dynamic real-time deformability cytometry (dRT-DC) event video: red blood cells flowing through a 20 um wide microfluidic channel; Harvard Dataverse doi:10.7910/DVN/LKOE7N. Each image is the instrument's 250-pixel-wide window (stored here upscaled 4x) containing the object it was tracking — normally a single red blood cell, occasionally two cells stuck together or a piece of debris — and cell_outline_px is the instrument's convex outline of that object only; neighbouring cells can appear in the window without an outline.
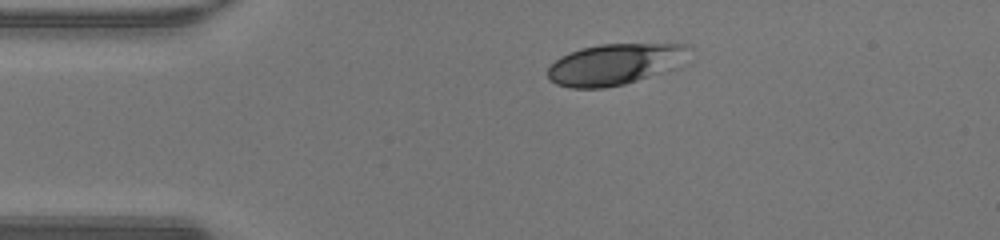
{"species": "human", "species_latin": "Homo sapiens", "temperature_condition": "warm", "stored_images_in_passage": 39, "camera_frame_rate_fps": 3000, "um_per_image_px": 0.085, "donor": {"sex": "male"}, "frame": {"image": 1, "passage_image": 1, "time_ms": 0.0, "image_size_px": [1000, 240], "cell_outline_px": [[692, 48], [660, 72], [624, 84], [604, 88], [572, 88], [556, 84], [548, 76], [548, 68], [560, 56], [580, 48], [600, 44], [688, 44]], "centroid_in_image_um": [52.11, 5.45], "position_along_channel_um": 32.9, "area_um2": 32.66}}
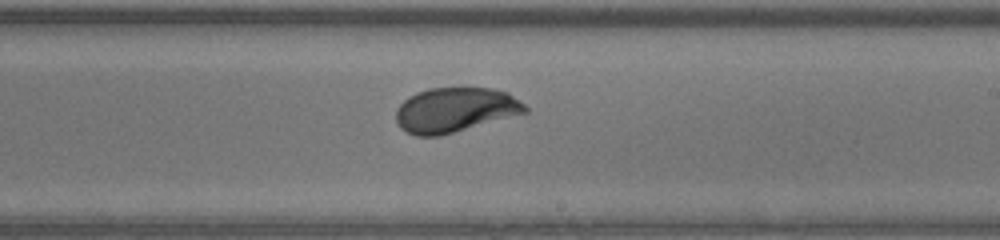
{"frame": {"image": 2, "passage_image": 19, "time_ms": 6.0, "image_size_px": [1000, 240], "cell_outline_px": [[528, 112], [440, 136], [416, 136], [400, 128], [396, 120], [396, 108], [408, 96], [416, 92], [428, 88], [492, 88], [508, 92], [524, 104], [528, 108]], "centroid_in_image_um": [38.67, 9.34], "position_along_channel_um": 250.3, "area_um2": 33.7}}
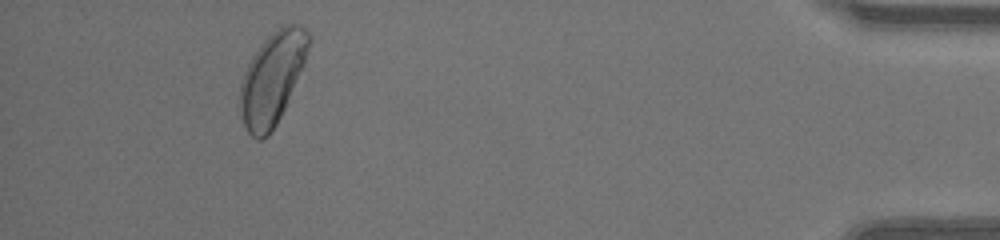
{"frame": {"image": 3, "passage_image": 35, "time_ms": 11.333, "image_size_px": [1000, 240], "cell_outline_px": [[312, 40], [304, 64], [288, 100], [276, 124], [268, 136], [260, 140], [256, 140], [248, 132], [244, 124], [240, 108], [240, 84], [244, 72], [252, 56], [260, 44], [276, 28], [284, 24], [296, 24], [304, 28], [312, 36]], "centroid_in_image_um": [23.15, 6.62], "position_along_channel_um": 412.0, "area_um2": 36.7}, "authors_computed_cell_mechanics": {"area_um2": 33.813, "velocity_mm_per_s": 4.324, "shape_relaxation_time_tau1_ms": 2.277, "shape_relaxation_time_tau2_ms": null, "deformation_change_tau1": 0.1195, "deformation_change_tau2": null}}